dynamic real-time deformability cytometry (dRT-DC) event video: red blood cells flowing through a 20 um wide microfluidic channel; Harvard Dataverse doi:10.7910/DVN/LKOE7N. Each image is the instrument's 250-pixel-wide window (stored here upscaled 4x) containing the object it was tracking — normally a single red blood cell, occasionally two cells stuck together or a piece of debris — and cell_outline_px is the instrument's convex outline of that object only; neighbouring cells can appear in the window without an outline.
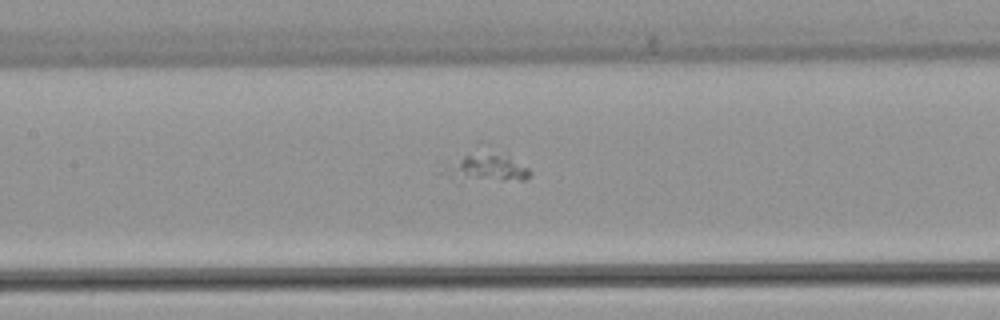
{"species": "common noctule bat (a hibernating species)", "species_latin": "Nyctalus noctula", "temperature_condition": "warm", "stored_images_in_passage": 49, "segment_of_instrument_passage": [2, 2], "camera_frame_rate_fps": 3000, "um_per_image_px": 0.085, "animal": {"sex": "female", "body_mass_g": 22.7, "forearm_length_mm": 54.2}, "frame": {"image": 1, "passage_image": 21, "time_ms": 6.667, "image_size_px": [1000, 320], "cell_outline_px": [[532, 172], [524, 180], [452, 180], [440, 172], [464, 156], [508, 156], [528, 168]], "centroid_in_image_um": [41.37, 14.37], "position_along_channel_um": 166.0, "area_um2": 12.72}}
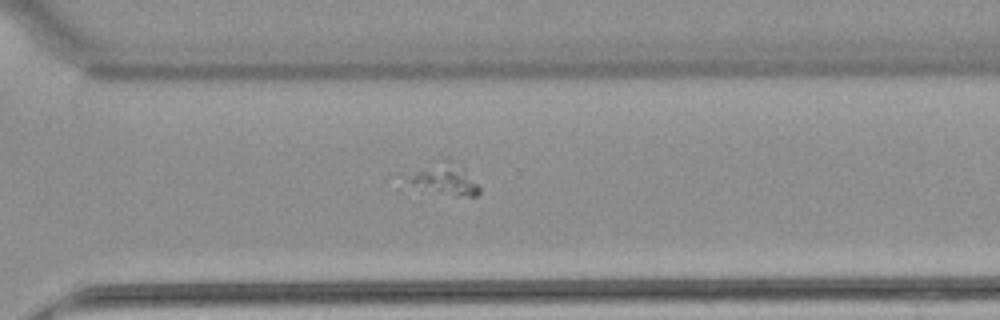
{"frame": {"image": 2, "passage_image": 34, "time_ms": 11.0, "image_size_px": [1000, 320], "cell_outline_px": [[480, 192], [476, 196], [456, 196], [420, 192], [412, 188], [408, 184], [412, 176], [416, 172], [448, 156], [464, 168], [480, 188]], "centroid_in_image_um": [37.81, 15.28], "position_along_channel_um": 332.8, "area_um2": 13.29}}
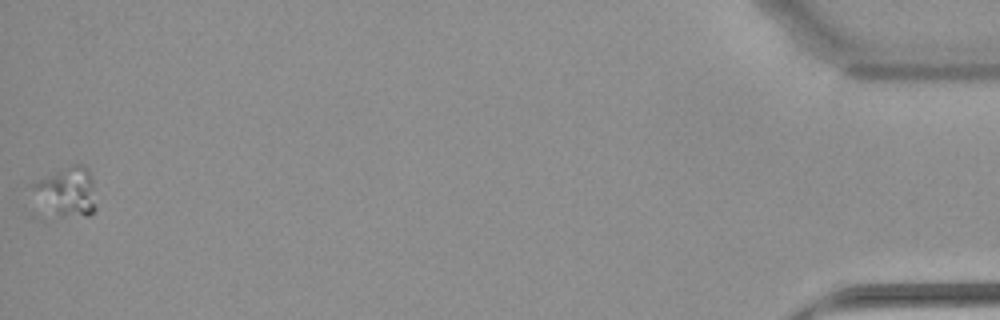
{"frame": {"image": 3, "passage_image": 49, "time_ms": 16.0, "image_size_px": [1000, 320], "cell_outline_px": [[96, 208], [88, 216], [60, 216], [28, 184], [36, 180], [72, 164], [84, 164], [88, 168], [92, 176]], "centroid_in_image_um": [5.78, 16.22], "position_along_channel_um": 429.4, "area_um2": 17.4}}